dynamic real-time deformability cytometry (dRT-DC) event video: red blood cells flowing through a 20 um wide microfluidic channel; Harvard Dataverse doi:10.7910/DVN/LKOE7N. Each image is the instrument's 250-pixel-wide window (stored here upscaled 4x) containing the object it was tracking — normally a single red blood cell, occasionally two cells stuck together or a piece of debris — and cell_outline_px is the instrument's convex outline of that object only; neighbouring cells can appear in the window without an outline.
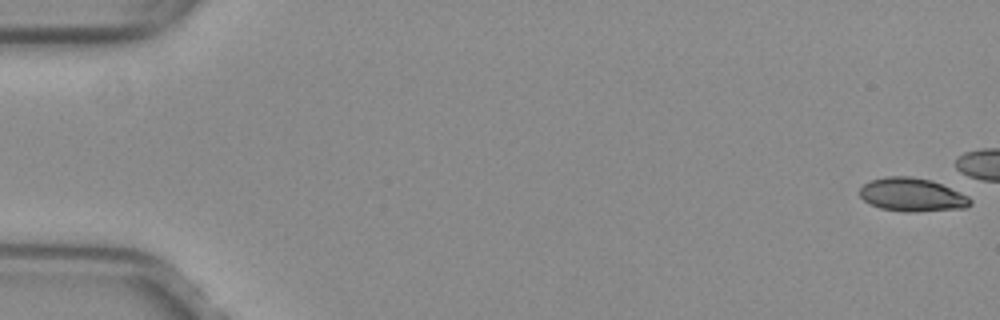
{"species": "common noctule bat (a hibernating species)", "species_latin": "Nyctalus noctula", "temperature_condition": "warm", "stored_images_in_passage": 17, "camera_frame_rate_fps": 3000, "um_per_image_px": 0.085, "animal": {"sex": "female", "body_mass_g": 29.2, "forearm_length_mm": 56.3}, "frame": {"image": 1, "passage_image": 1, "time_ms": 0.0, "image_size_px": [1000, 320], "cell_outline_px": [[972, 204], [964, 208], [916, 212], [904, 212], [880, 208], [864, 200], [860, 196], [860, 188], [864, 184], [872, 180], [884, 176], [912, 176], [932, 180], [968, 196], [972, 200]], "centroid_in_image_um": [77.53, 16.55], "position_along_channel_um": 7.5, "area_um2": 21.56}}